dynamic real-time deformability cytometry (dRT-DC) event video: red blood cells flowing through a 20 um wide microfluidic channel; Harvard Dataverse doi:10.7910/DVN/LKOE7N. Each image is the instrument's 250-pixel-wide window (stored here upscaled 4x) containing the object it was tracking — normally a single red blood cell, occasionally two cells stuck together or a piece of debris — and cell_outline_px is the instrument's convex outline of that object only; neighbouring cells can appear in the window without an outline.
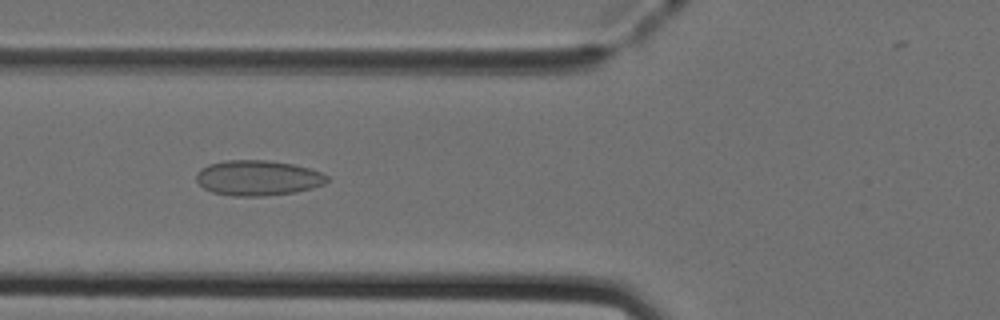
{"species": "Egyptian fruit bat (a non-hibernating species)", "species_latin": "Rousettus aegyptiacus", "temperature_condition": "cold", "stored_images_in_passage": 47, "camera_frame_rate_fps": 3000, "um_per_image_px": 0.085, "animal": {"sex": "female"}, "frame": {"image": 1, "passage_image": 15, "time_ms": 4.667, "image_size_px": [1000, 320], "cell_outline_px": [[328, 180], [324, 184], [312, 188], [296, 192], [264, 196], [232, 196], [212, 192], [204, 188], [196, 180], [196, 172], [200, 168], [208, 164], [224, 160], [268, 160], [292, 164], [308, 168], [320, 172], [328, 176]], "centroid_in_image_um": [21.89, 15.12], "position_along_channel_um": 103.9, "area_um2": 26.99}}
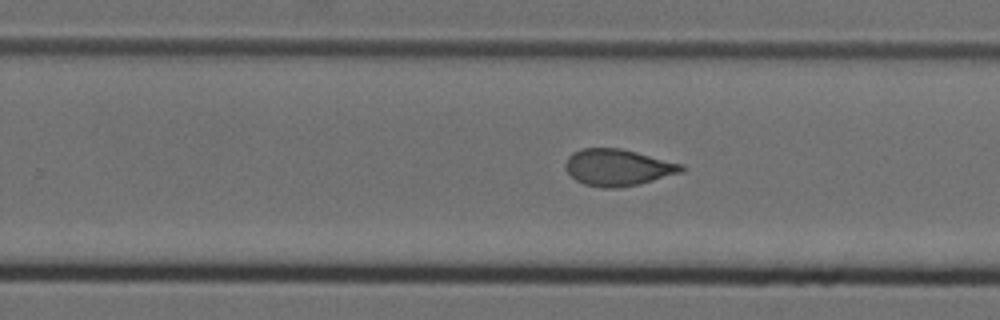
{"frame": {"image": 2, "passage_image": 28, "time_ms": 9.0, "image_size_px": [1000, 320], "cell_outline_px": [[684, 172], [640, 184], [616, 188], [604, 188], [584, 184], [576, 180], [564, 168], [564, 164], [568, 156], [572, 152], [580, 148], [620, 148], [684, 164]], "centroid_in_image_um": [52.52, 14.23], "position_along_channel_um": 277.3, "area_um2": 24.97}}
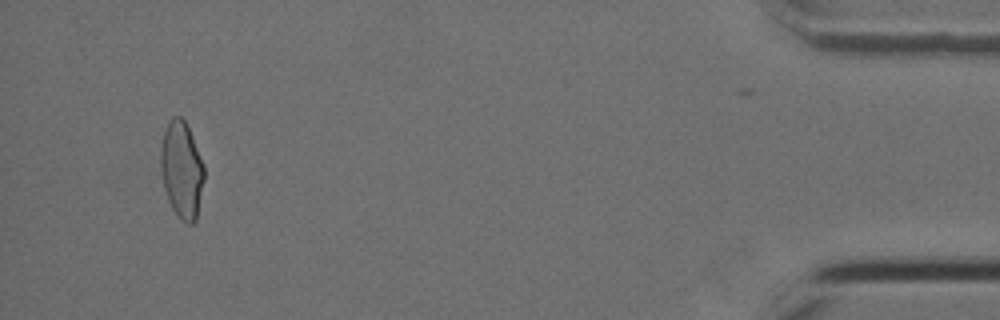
{"frame": {"image": 3, "passage_image": 44, "time_ms": 14.333, "image_size_px": [1000, 320], "cell_outline_px": [[204, 180], [196, 220], [192, 224], [188, 224], [180, 220], [172, 208], [168, 200], [164, 188], [160, 168], [160, 148], [164, 132], [168, 120], [172, 116], [180, 116], [184, 120], [188, 128], [204, 164]], "centroid_in_image_um": [15.43, 14.44], "position_along_channel_um": 419.8, "area_um2": 24.62}, "authors_computed_cell_mechanics": {"area_um2": 25.0852, "velocity_mm_per_s": 4.002, "shape_relaxation_time_tau1_ms": null, "shape_relaxation_time_tau2_ms": 1.2146, "deformation_change_tau1": null, "deformation_change_tau2": 0.0713}}